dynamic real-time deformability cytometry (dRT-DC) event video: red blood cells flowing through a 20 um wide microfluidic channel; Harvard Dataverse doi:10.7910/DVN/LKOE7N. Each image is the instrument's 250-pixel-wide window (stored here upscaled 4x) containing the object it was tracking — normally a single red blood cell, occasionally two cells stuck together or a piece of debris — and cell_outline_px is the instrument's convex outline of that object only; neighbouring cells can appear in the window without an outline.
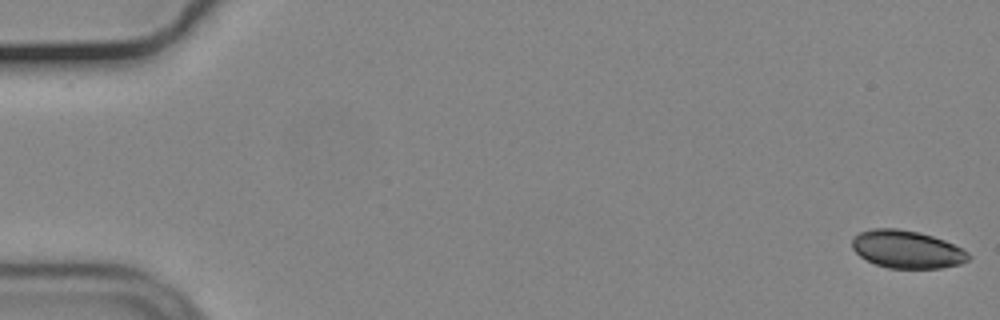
{"species": "common noctule bat (a hibernating species)", "species_latin": "Nyctalus noctula", "temperature_condition": "cold", "stored_images_in_passage": 56, "camera_frame_rate_fps": 3000, "um_per_image_px": 0.085, "animal": {"sex": "male", "body_mass_g": 19.2, "forearm_length_mm": 51.8}, "frame": {"image": 1, "passage_image": 1, "time_ms": 0.0, "image_size_px": [1000, 320], "cell_outline_px": [[972, 256], [968, 260], [960, 264], [940, 268], [888, 268], [876, 264], [860, 256], [852, 248], [852, 236], [860, 232], [872, 228], [896, 228], [920, 232], [944, 240], [968, 252]], "centroid_in_image_um": [77.07, 21.18], "position_along_channel_um": 7.9, "area_um2": 25.61}}
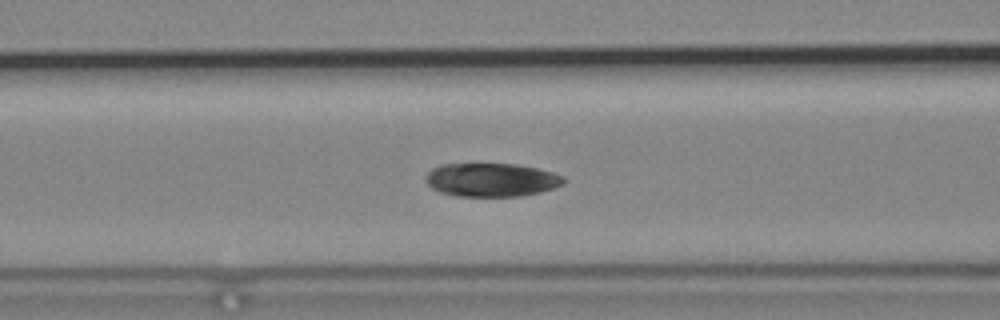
{"frame": {"image": 2, "passage_image": 23, "time_ms": 7.333, "image_size_px": [1000, 320], "cell_outline_px": [[568, 180], [564, 184], [540, 192], [520, 196], [456, 196], [440, 192], [432, 188], [424, 180], [424, 176], [432, 168], [440, 164], [516, 164], [536, 168], [552, 172], [564, 176]], "centroid_in_image_um": [41.76, 15.28], "position_along_channel_um": 124.8, "area_um2": 27.11}}
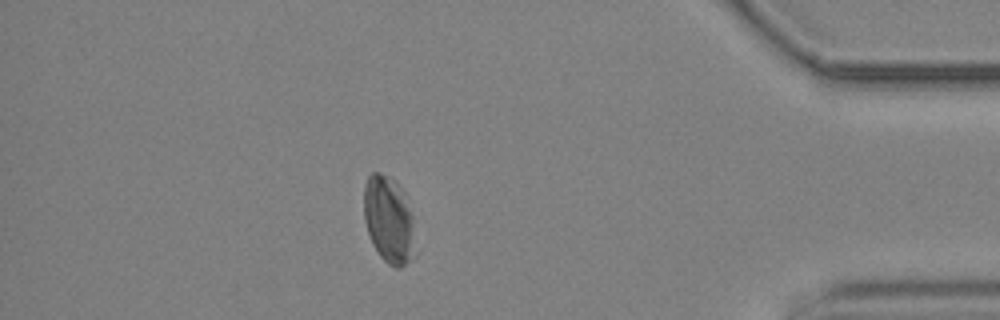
{"frame": {"image": 3, "passage_image": 49, "time_ms": 16.0, "image_size_px": [1000, 320], "cell_outline_px": [[416, 256], [400, 268], [396, 268], [388, 264], [380, 256], [372, 244], [364, 220], [364, 184], [368, 176], [372, 172], [380, 172], [396, 180], [404, 192], [412, 216]], "centroid_in_image_um": [33.05, 18.68], "position_along_channel_um": 402.1, "area_um2": 26.41}, "authors_computed_cell_mechanics": {"area_um2": 27.0504, "velocity_mm_per_s": 3.6807, "shape_relaxation_time_tau1_ms": null, "shape_relaxation_time_tau2_ms": 5.5121, "deformation_change_tau1": null, "deformation_change_tau2": 0.102}}